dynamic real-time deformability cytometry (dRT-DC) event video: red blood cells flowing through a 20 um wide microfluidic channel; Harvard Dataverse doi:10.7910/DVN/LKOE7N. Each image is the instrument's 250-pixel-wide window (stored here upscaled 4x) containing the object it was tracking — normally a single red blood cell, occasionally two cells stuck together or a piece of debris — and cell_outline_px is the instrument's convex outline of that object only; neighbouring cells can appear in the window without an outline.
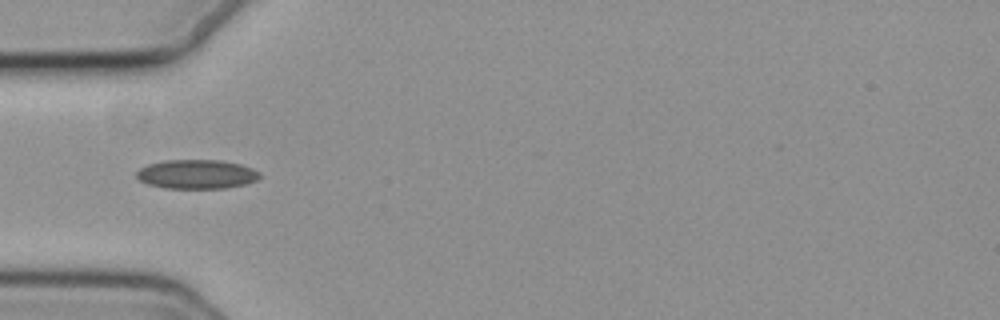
{"species": "common noctule bat (a hibernating species)", "species_latin": "Nyctalus noctula", "temperature_condition": "cold", "stored_images_in_passage": 39, "camera_frame_rate_fps": 3000, "um_per_image_px": 0.085, "animal": {"sex": "female", "body_mass_g": 19.3, "forearm_length_mm": 54.1}, "frame": {"image": 1, "passage_image": 1, "time_ms": 0.0, "image_size_px": [1000, 320], "cell_outline_px": [[260, 176], [256, 180], [244, 184], [224, 188], [164, 188], [148, 184], [140, 180], [136, 176], [136, 172], [140, 168], [148, 164], [164, 160], [220, 160], [240, 164], [252, 168], [260, 172]], "centroid_in_image_um": [16.7, 14.8], "position_along_channel_um": 68.3, "area_um2": 20.87}}
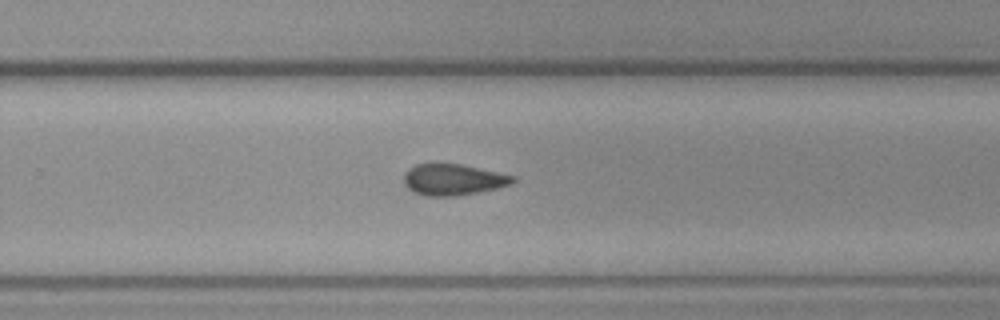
{"frame": {"image": 2, "passage_image": 19, "time_ms": 6.0, "image_size_px": [1000, 320], "cell_outline_px": [[516, 180], [512, 184], [496, 188], [456, 196], [424, 196], [408, 188], [404, 184], [404, 172], [408, 168], [416, 164], [436, 160], [460, 164], [516, 176]], "centroid_in_image_um": [38.46, 15.22], "position_along_channel_um": 291.3, "area_um2": 20.35}}
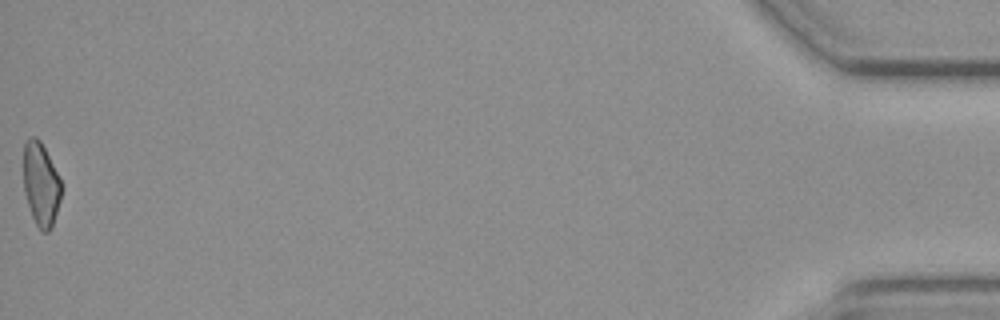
{"frame": {"image": 3, "passage_image": 39, "time_ms": 12.667, "image_size_px": [1000, 320], "cell_outline_px": [[60, 200], [52, 224], [48, 232], [44, 232], [36, 224], [32, 216], [24, 192], [24, 144], [28, 136], [36, 136], [40, 140], [60, 176]], "centroid_in_image_um": [3.46, 15.6], "position_along_channel_um": 431.7, "area_um2": 18.15}}